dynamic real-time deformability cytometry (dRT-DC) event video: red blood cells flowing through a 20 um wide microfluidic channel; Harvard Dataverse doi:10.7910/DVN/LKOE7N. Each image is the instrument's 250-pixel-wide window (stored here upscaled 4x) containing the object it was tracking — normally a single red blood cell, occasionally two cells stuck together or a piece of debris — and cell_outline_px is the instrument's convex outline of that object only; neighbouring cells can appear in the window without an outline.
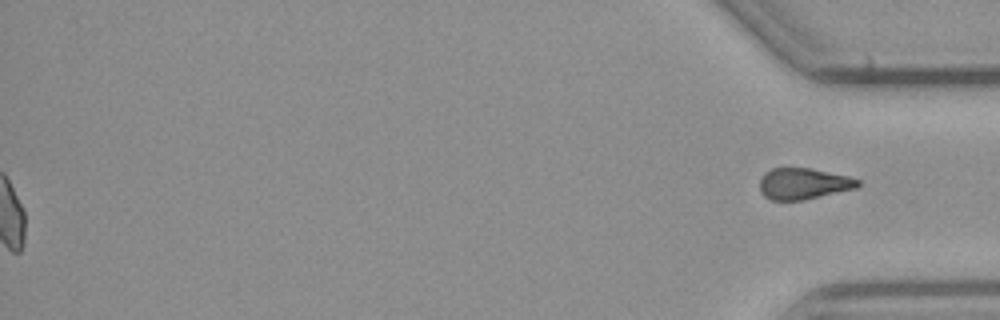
{"species": "common noctule bat (a hibernating species)", "species_latin": "Nyctalus noctula", "temperature_condition": "cold", "stored_images_in_passage": 46, "segment_of_instrument_passage": [2, 2], "camera_frame_rate_fps": 3000, "um_per_image_px": 0.085, "animal": {"sex": "male", "body_mass_g": 23.1, "forearm_length_mm": 52.7}, "frame": {"image": 1, "passage_image": 46, "time_ms": 15.0, "image_size_px": [1000, 320], "cell_outline_px": [[860, 184], [856, 188], [804, 200], [772, 200], [764, 196], [760, 192], [760, 176], [764, 172], [772, 168], [812, 168], [848, 176], [860, 180]], "centroid_in_image_um": [68.27, 15.61], "position_along_channel_um": 366.9, "area_um2": 17.98}}